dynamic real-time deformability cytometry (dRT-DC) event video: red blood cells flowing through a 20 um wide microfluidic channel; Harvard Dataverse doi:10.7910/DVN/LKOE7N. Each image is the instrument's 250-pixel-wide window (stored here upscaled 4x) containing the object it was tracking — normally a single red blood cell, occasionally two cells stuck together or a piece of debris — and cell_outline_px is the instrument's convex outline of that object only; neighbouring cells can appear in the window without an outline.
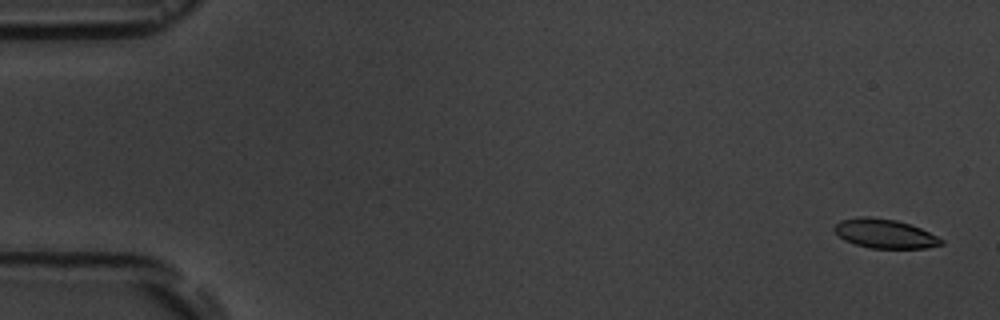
{"species": "common noctule bat (a hibernating species)", "species_latin": "Nyctalus noctula", "temperature_condition": "room temperature", "stored_images_in_passage": 5, "camera_frame_rate_fps": 3000, "um_per_image_px": 0.085, "animal": {"sex": "male", "body_mass_g": 19.5, "forearm_length_mm": 54.6}, "frame": {"image": 1, "passage_image": 1, "time_ms": 0.0, "image_size_px": [1000, 320], "cell_outline_px": [[944, 244], [928, 248], [868, 248], [844, 240], [832, 228], [840, 220], [860, 216], [868, 216], [896, 220], [920, 228], [944, 240]], "centroid_in_image_um": [75.2, 19.86], "position_along_channel_um": 9.8, "area_um2": 18.09}}
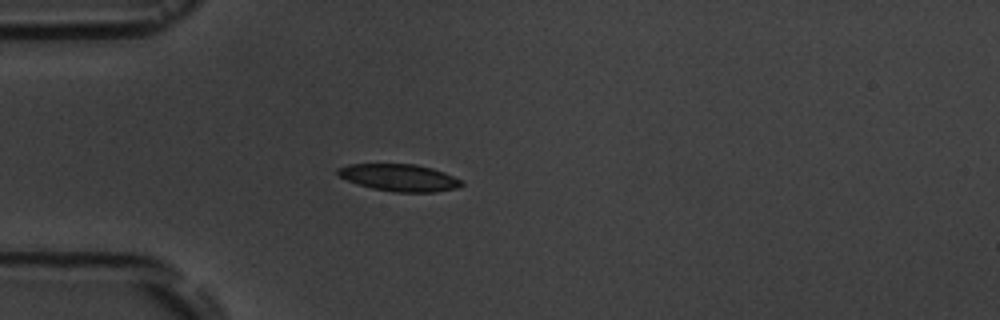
{"frame": {"image": 2, "passage_image": 5, "time_ms": 4.667, "image_size_px": [1000, 320], "cell_outline_px": [[464, 184], [456, 188], [436, 192], [396, 192], [372, 188], [348, 180], [340, 176], [336, 172], [336, 168], [348, 164], [416, 164], [432, 168], [444, 172], [460, 180]], "centroid_in_image_um": [33.94, 15.09], "position_along_channel_um": 51.1, "area_um2": 19.36}}